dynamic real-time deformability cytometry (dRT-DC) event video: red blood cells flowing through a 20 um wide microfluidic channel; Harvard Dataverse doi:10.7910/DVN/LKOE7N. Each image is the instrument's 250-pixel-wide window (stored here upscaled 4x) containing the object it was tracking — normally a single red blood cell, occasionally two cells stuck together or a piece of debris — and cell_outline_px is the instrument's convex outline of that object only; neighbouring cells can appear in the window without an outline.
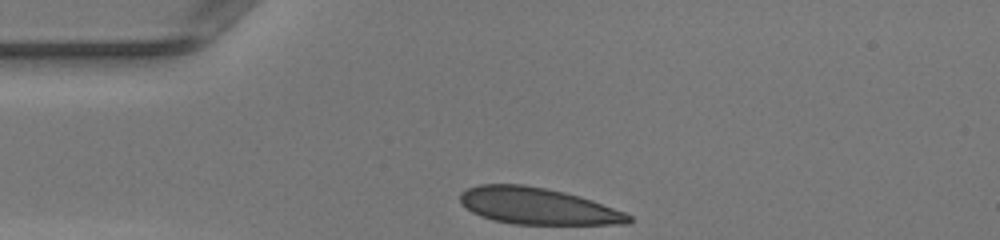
{"species": "human", "species_latin": "Homo sapiens", "temperature_condition": "warm", "stored_images_in_passage": 27, "camera_frame_rate_fps": 3000, "um_per_image_px": 0.085, "donor": {"sex": "female"}, "frame": {"image": 1, "passage_image": 1, "time_ms": 0.0, "image_size_px": [1000, 240], "cell_outline_px": [[632, 220], [628, 224], [512, 224], [492, 220], [480, 216], [472, 212], [460, 204], [460, 192], [468, 188], [480, 184], [524, 184], [564, 192], [580, 196], [592, 200], [624, 212], [632, 216]], "centroid_in_image_um": [45.66, 17.52], "position_along_channel_um": 39.3, "area_um2": 36.01}}
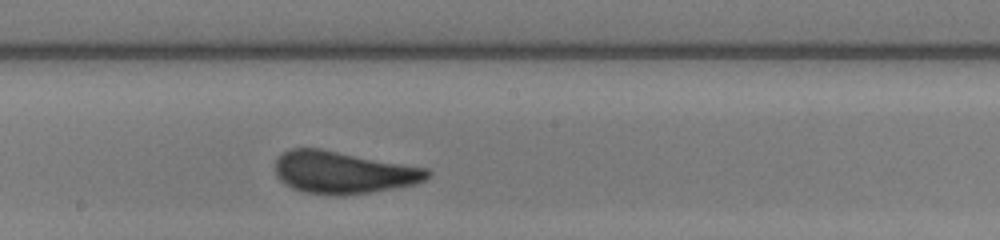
{"frame": {"image": 2, "passage_image": 16, "time_ms": 5.0, "image_size_px": [1000, 240], "cell_outline_px": [[432, 172], [424, 180], [416, 184], [372, 192], [336, 196], [304, 192], [292, 188], [284, 184], [276, 176], [276, 160], [288, 148], [320, 148], [428, 168]], "centroid_in_image_um": [29.17, 14.65], "position_along_channel_um": 219.0, "area_um2": 37.63}}
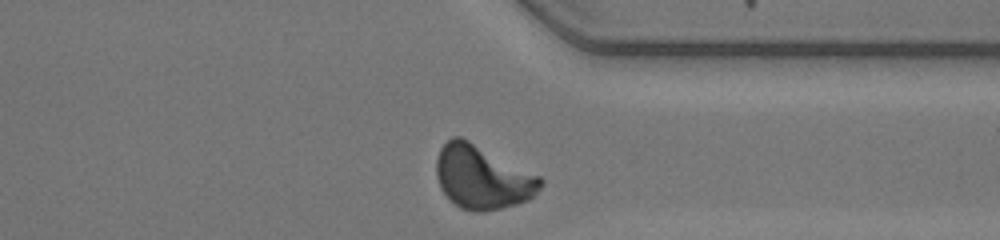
{"frame": {"image": 3, "passage_image": 27, "time_ms": 8.667, "image_size_px": [1000, 240], "cell_outline_px": [[544, 184], [528, 200], [516, 204], [484, 212], [472, 212], [460, 208], [440, 188], [436, 176], [436, 160], [440, 148], [452, 136], [460, 136], [540, 176], [544, 180]], "centroid_in_image_um": [40.99, 15.07], "position_along_channel_um": 370.4, "area_um2": 38.32}, "authors_computed_cell_mechanics": {"area_um2": 36.8764, "velocity_mm_per_s": 4.1791, "shape_relaxation_time_tau1_ms": 5.5527, "shape_relaxation_time_tau2_ms": null, "deformation_change_tau1": 0.1735, "deformation_change_tau2": null}}